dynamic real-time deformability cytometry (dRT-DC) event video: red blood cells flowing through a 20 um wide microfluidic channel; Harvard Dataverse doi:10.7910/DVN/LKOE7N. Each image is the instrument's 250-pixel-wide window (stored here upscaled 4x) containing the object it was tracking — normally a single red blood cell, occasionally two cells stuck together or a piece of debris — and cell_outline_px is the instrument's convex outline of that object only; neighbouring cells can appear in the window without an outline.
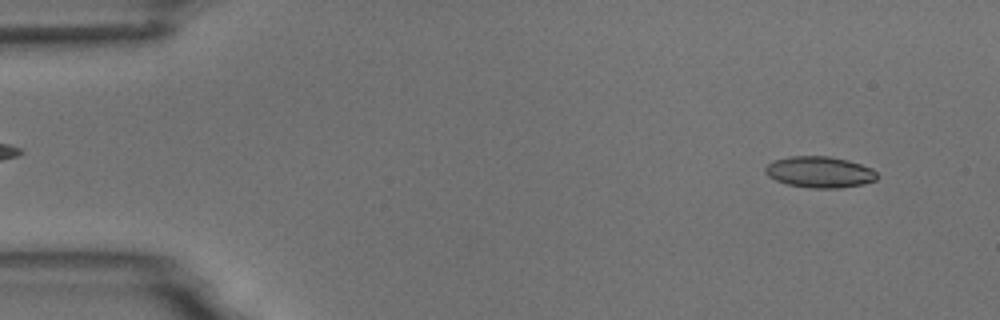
{"species": "common noctule bat (a hibernating species)", "species_latin": "Nyctalus noctula", "temperature_condition": "room temperature", "stored_images_in_passage": 5, "camera_frame_rate_fps": 3000, "um_per_image_px": 0.085, "animal": {"sex": "male", "body_mass_g": 18.8}, "frame": {"image": 1, "passage_image": 1, "time_ms": 0.0, "image_size_px": [1000, 320], "cell_outline_px": [[880, 176], [876, 180], [864, 184], [840, 188], [812, 188], [788, 184], [776, 180], [768, 176], [764, 172], [764, 168], [768, 164], [776, 160], [792, 156], [828, 156], [848, 160], [872, 168]], "centroid_in_image_um": [69.7, 14.63], "position_along_channel_um": 15.3, "area_um2": 20.35}}
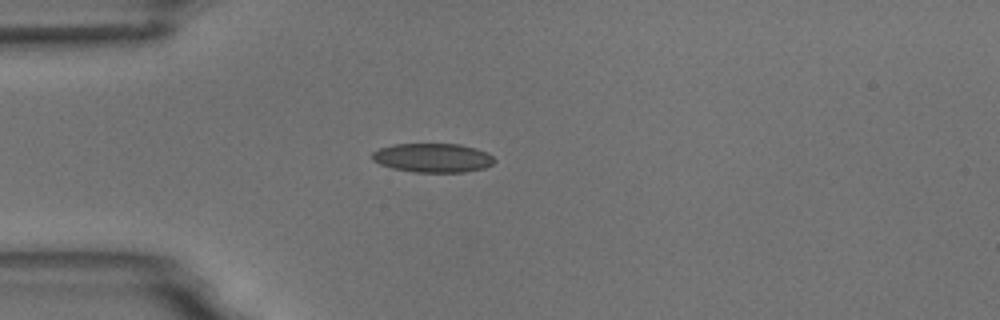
{"frame": {"image": 2, "passage_image": 4, "time_ms": 3.333, "image_size_px": [1000, 320], "cell_outline_px": [[496, 160], [492, 164], [484, 168], [464, 172], [412, 172], [392, 168], [380, 164], [372, 160], [372, 152], [380, 148], [392, 144], [460, 144], [476, 148], [488, 152]], "centroid_in_image_um": [36.79, 13.41], "position_along_channel_um": 48.2, "area_um2": 20.81}}